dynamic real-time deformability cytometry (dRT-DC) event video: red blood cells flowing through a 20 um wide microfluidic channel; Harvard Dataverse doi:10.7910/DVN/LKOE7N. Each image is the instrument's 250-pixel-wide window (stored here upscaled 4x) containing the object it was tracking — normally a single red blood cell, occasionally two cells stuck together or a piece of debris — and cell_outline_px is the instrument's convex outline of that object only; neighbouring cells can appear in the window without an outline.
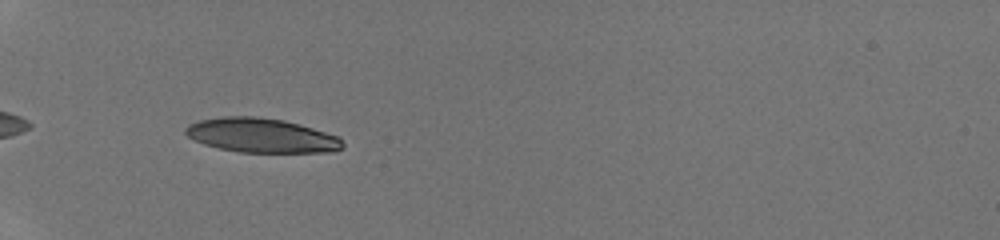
{"species": "human", "species_latin": "Homo sapiens", "temperature_condition": "room temperature", "stored_images_in_passage": 31, "camera_frame_rate_fps": 3000, "um_per_image_px": 0.085, "donor": {"sex": "male"}, "frame": {"image": 1, "passage_image": 2, "time_ms": 0.333, "image_size_px": [1000, 240], "cell_outline_px": [[344, 148], [332, 152], [240, 152], [220, 148], [204, 144], [188, 136], [184, 132], [184, 128], [188, 124], [200, 120], [220, 116], [256, 116], [284, 120], [300, 124], [336, 136], [344, 144]], "centroid_in_image_um": [22.2, 11.5], "position_along_channel_um": 62.8, "area_um2": 31.33}}
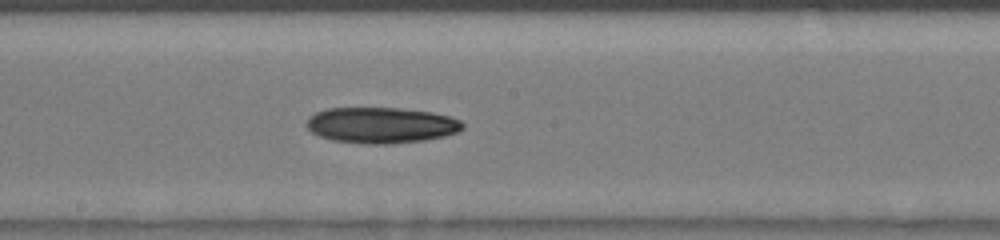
{"frame": {"image": 2, "passage_image": 13, "time_ms": 4.0, "image_size_px": [1000, 240], "cell_outline_px": [[464, 128], [456, 132], [444, 136], [424, 140], [388, 144], [364, 144], [332, 140], [320, 136], [312, 132], [308, 128], [308, 116], [316, 112], [328, 108], [400, 108], [432, 112], [452, 116], [460, 120], [464, 124]], "centroid_in_image_um": [32.42, 10.64], "position_along_channel_um": 215.8, "area_um2": 32.71}}
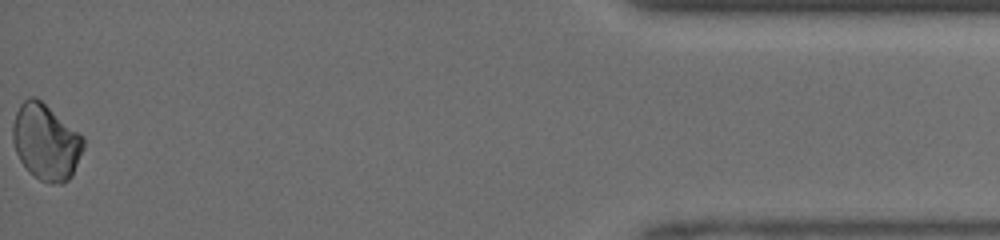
{"frame": {"image": 3, "passage_image": 31, "time_ms": 10.0, "image_size_px": [1000, 240], "cell_outline_px": [[84, 148], [72, 176], [64, 184], [52, 184], [40, 180], [28, 172], [20, 160], [16, 152], [12, 140], [12, 124], [16, 112], [20, 104], [28, 96], [36, 96], [84, 136]], "centroid_in_image_um": [3.9, 12.07], "position_along_channel_um": 431.3, "area_um2": 31.67}}